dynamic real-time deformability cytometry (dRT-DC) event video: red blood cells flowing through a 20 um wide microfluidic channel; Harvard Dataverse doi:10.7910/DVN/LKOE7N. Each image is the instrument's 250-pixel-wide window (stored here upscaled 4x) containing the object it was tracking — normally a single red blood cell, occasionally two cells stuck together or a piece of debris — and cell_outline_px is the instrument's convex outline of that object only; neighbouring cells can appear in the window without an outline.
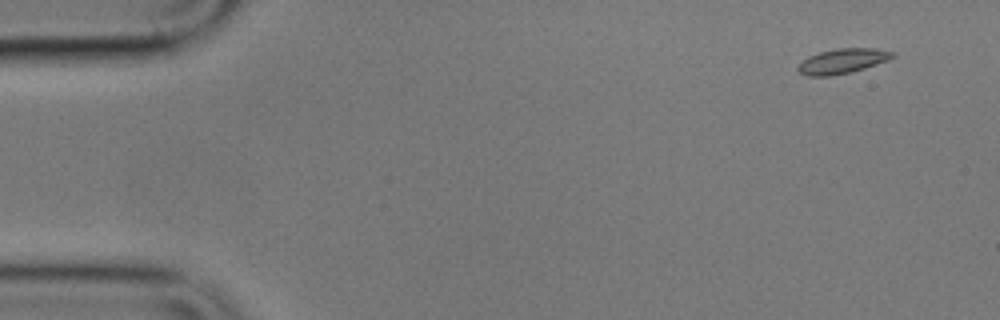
{"species": "common noctule bat (a hibernating species)", "species_latin": "Nyctalus noctula", "temperature_condition": "cold", "stored_images_in_passage": 4, "camera_frame_rate_fps": 3000, "um_per_image_px": 0.085, "animal": {"sex": "male", "body_mass_g": 17.9}, "frame": {"image": 1, "passage_image": 1, "time_ms": 0.0, "image_size_px": [1000, 320], "cell_outline_px": [[896, 56], [888, 60], [852, 72], [828, 76], [808, 76], [800, 72], [796, 68], [808, 56], [820, 52], [836, 48], [876, 48], [896, 52]], "centroid_in_image_um": [71.65, 5.18], "position_along_channel_um": 13.4, "area_um2": 13.7}}